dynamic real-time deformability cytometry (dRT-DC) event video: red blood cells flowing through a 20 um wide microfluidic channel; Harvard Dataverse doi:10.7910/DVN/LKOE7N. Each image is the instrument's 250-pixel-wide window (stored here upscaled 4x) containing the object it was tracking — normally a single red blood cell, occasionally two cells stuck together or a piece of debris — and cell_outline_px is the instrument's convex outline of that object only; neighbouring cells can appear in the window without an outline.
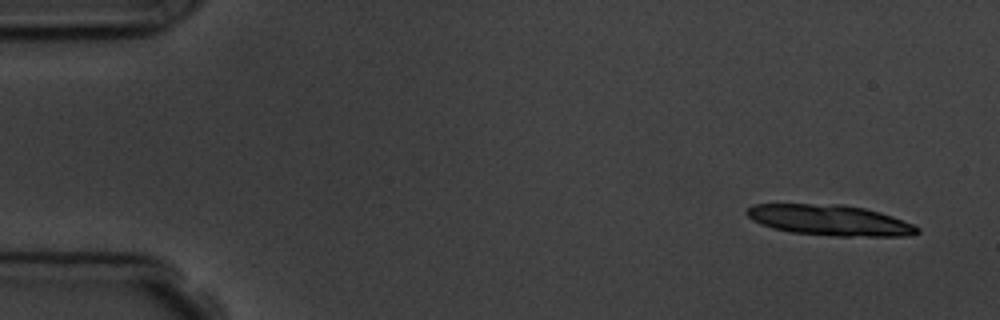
{"species": "common noctule bat (a hibernating species)", "species_latin": "Nyctalus noctula", "temperature_condition": "room temperature", "stored_images_in_passage": 5, "segment_of_instrument_passage": [1, 2], "camera_frame_rate_fps": 3000, "um_per_image_px": 0.085, "animal": {"sex": "male", "body_mass_g": 19.5, "forearm_length_mm": 54.6}, "frame": {"image": 1, "passage_image": 1, "time_ms": 0.0, "image_size_px": [1000, 320], "cell_outline_px": [[920, 232], [912, 236], [836, 236], [788, 232], [772, 228], [752, 220], [744, 212], [752, 204], [844, 204], [864, 208], [880, 212], [892, 216], [912, 224], [920, 228]], "centroid_in_image_um": [70.53, 18.72], "position_along_channel_um": 14.5, "area_um2": 30.63}}